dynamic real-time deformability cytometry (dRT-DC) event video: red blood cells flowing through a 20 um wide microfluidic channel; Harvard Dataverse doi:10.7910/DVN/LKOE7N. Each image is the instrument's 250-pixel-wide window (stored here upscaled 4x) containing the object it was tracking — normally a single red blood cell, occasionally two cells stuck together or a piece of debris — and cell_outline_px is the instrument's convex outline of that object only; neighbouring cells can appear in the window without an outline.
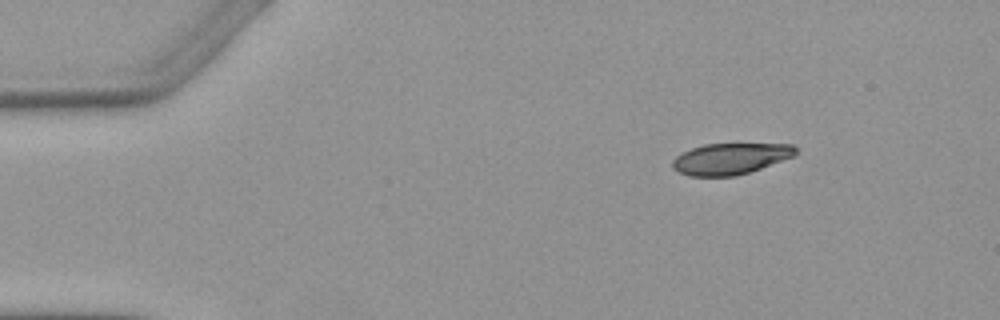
{"species": "Egyptian fruit bat (a non-hibernating species)", "species_latin": "Rousettus aegyptiacus", "temperature_condition": "warm", "stored_images_in_passage": 5, "camera_frame_rate_fps": 3000, "um_per_image_px": 0.085, "animal": {"sex": "female"}, "frame": {"image": 1, "passage_image": 1, "time_ms": 0.0, "image_size_px": [1000, 320], "cell_outline_px": [[796, 156], [736, 176], [688, 176], [672, 168], [672, 160], [676, 156], [692, 148], [704, 144], [792, 144], [796, 148]], "centroid_in_image_um": [62.08, 13.49], "position_along_channel_um": 22.9, "area_um2": 22.31}}
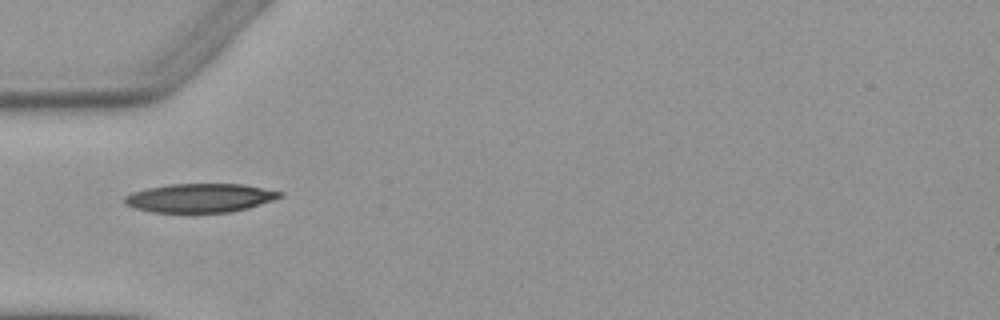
{"frame": {"image": 2, "passage_image": 4, "time_ms": 3.333, "image_size_px": [1000, 320], "cell_outline_px": [[284, 192], [280, 196], [272, 200], [248, 208], [232, 212], [152, 212], [136, 208], [124, 204], [124, 196], [132, 192], [148, 188], [168, 184], [244, 184]], "centroid_in_image_um": [16.98, 16.82], "position_along_channel_um": 68.0, "area_um2": 25.95}}
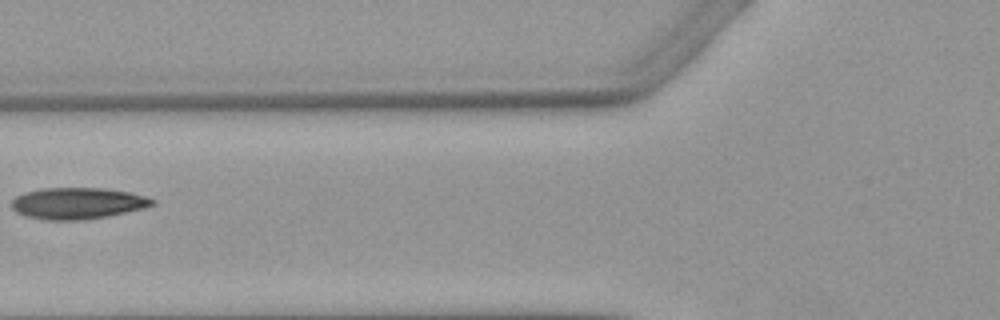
{"frame": {"image": 3, "passage_image": 5, "time_ms": 4.667, "image_size_px": [1000, 320], "cell_outline_px": [[156, 204], [144, 208], [108, 216], [84, 220], [44, 220], [28, 216], [16, 212], [12, 208], [12, 200], [16, 196], [40, 188], [104, 188], [128, 192], [144, 196], [156, 200]], "centroid_in_image_um": [6.61, 17.28], "position_along_channel_um": 119.2, "area_um2": 25.72}}